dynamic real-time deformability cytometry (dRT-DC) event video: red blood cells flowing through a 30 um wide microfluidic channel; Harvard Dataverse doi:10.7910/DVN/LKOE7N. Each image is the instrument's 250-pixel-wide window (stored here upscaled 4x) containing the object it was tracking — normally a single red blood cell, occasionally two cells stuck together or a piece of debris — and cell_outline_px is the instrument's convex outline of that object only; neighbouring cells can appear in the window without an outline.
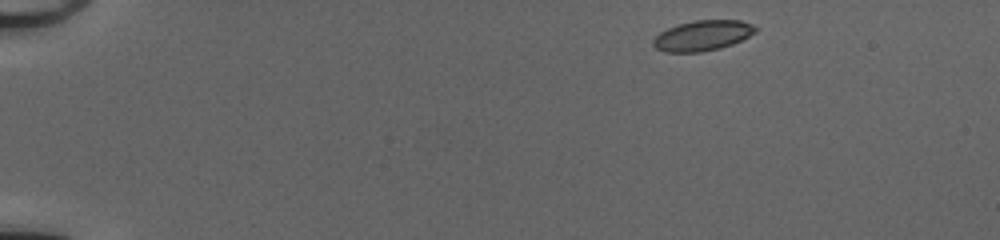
{"species": "common noctule bat (a hibernating species)", "species_latin": "Nyctalus noctula", "temperature_condition": "cold", "stored_images_in_passage": 45, "camera_frame_rate_fps": 3000, "um_per_image_px": 0.085, "animal": {"sex": "female", "body_mass_g": 20.0, "forearm_length_mm": 54.0}, "frame": {"image": 1, "passage_image": 1, "time_ms": 0.0, "image_size_px": [1000, 240], "cell_outline_px": [[760, 28], [756, 32], [732, 44], [720, 48], [700, 52], [664, 52], [656, 48], [652, 44], [652, 40], [660, 32], [676, 24], [692, 20], [740, 20], [752, 24]], "centroid_in_image_um": [59.71, 3.01], "position_along_channel_um": 25.3, "area_um2": 18.21}}
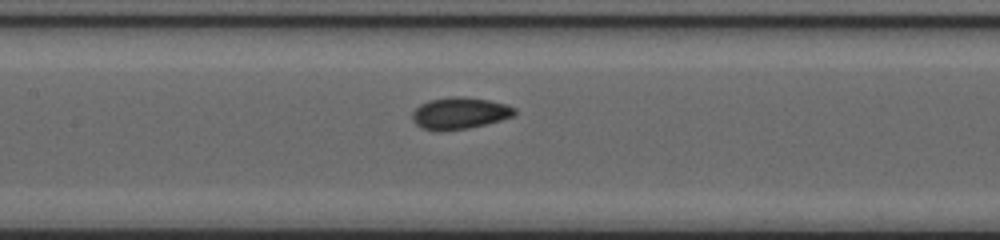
{"frame": {"image": 2, "passage_image": 20, "time_ms": 6.333, "image_size_px": [1000, 240], "cell_outline_px": [[516, 116], [468, 128], [440, 132], [436, 132], [420, 128], [412, 120], [412, 112], [420, 104], [428, 100], [452, 96], [464, 96], [488, 100], [504, 104], [516, 108]], "centroid_in_image_um": [39.04, 9.63], "position_along_channel_um": 168.4, "area_um2": 19.19}}
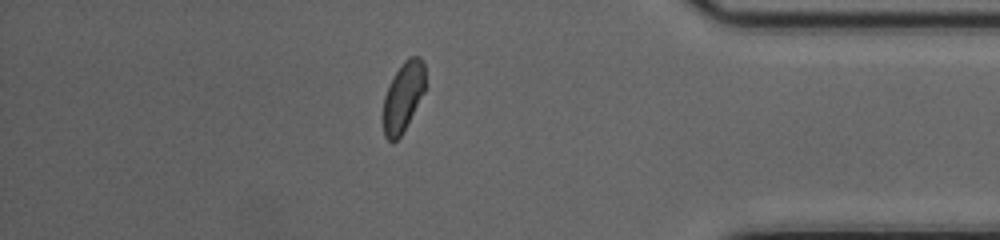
{"frame": {"image": 3, "passage_image": 39, "time_ms": 12.667, "image_size_px": [1000, 240], "cell_outline_px": [[424, 92], [400, 136], [392, 144], [384, 136], [384, 96], [396, 72], [404, 60], [408, 56], [420, 56], [424, 64]], "centroid_in_image_um": [34.26, 8.21], "position_along_channel_um": 400.9, "area_um2": 16.59}, "authors_computed_cell_mechanics": {"area_um2": 18.1492, "velocity_mm_per_s": 4.0562, "shape_relaxation_time_tau1_ms": 3.0715, "shape_relaxation_time_tau2_ms": 1.3529, "deformation_change_tau1": 0.0953, "deformation_change_tau2": 0.0595}}